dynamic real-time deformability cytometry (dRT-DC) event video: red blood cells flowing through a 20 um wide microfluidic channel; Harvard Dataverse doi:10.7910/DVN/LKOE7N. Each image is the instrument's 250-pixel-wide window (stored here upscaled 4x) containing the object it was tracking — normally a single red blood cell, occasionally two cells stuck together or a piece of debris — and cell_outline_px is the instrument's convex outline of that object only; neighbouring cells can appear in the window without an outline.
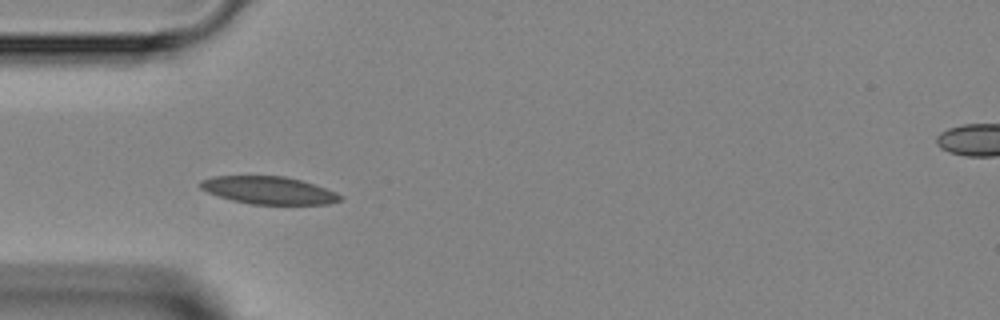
{"species": "Egyptian fruit bat (a non-hibernating species)", "species_latin": "Rousettus aegyptiacus", "temperature_condition": "room temperature", "stored_images_in_passage": 16, "camera_frame_rate_fps": 3000, "um_per_image_px": 0.085, "animal": {"sex": "female"}, "frame": {"image": 1, "passage_image": 1, "time_ms": 0.0, "image_size_px": [1000, 320], "cell_outline_px": [[344, 196], [340, 200], [328, 204], [252, 204], [232, 200], [208, 192], [200, 188], [200, 180], [212, 176], [284, 176], [300, 180], [336, 192]], "centroid_in_image_um": [22.83, 16.17], "position_along_channel_um": 62.2, "area_um2": 22.25}}
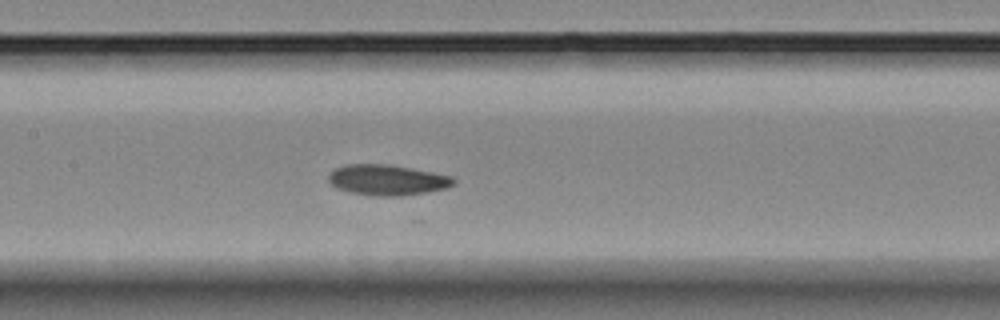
{"frame": {"image": 2, "passage_image": 9, "time_ms": 2.667, "image_size_px": [1000, 320], "cell_outline_px": [[456, 184], [448, 188], [400, 196], [380, 196], [352, 192], [336, 188], [328, 180], [328, 176], [336, 168], [344, 164], [388, 164], [432, 172], [452, 176], [456, 180]], "centroid_in_image_um": [32.94, 15.29], "position_along_channel_um": 174.5, "area_um2": 22.14}}
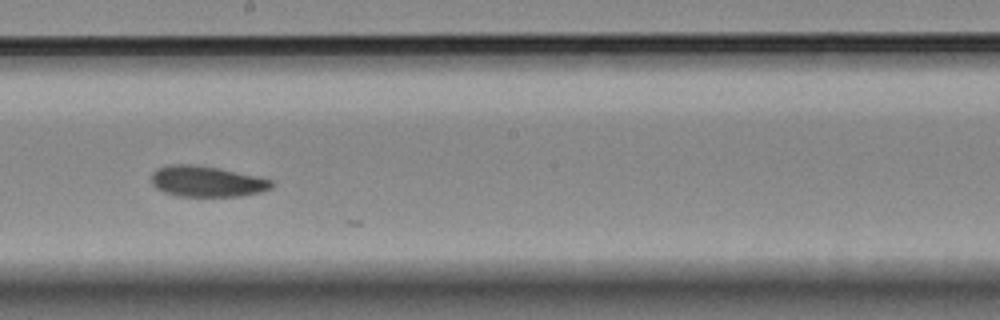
{"frame": {"image": 3, "passage_image": 13, "time_ms": 4.0, "image_size_px": [1000, 320], "cell_outline_px": [[276, 184], [272, 188], [260, 192], [240, 196], [176, 196], [164, 192], [156, 188], [152, 184], [152, 172], [168, 164], [192, 164], [216, 168], [256, 176], [272, 180]], "centroid_in_image_um": [17.58, 15.43], "position_along_channel_um": 230.6, "area_um2": 21.5}}